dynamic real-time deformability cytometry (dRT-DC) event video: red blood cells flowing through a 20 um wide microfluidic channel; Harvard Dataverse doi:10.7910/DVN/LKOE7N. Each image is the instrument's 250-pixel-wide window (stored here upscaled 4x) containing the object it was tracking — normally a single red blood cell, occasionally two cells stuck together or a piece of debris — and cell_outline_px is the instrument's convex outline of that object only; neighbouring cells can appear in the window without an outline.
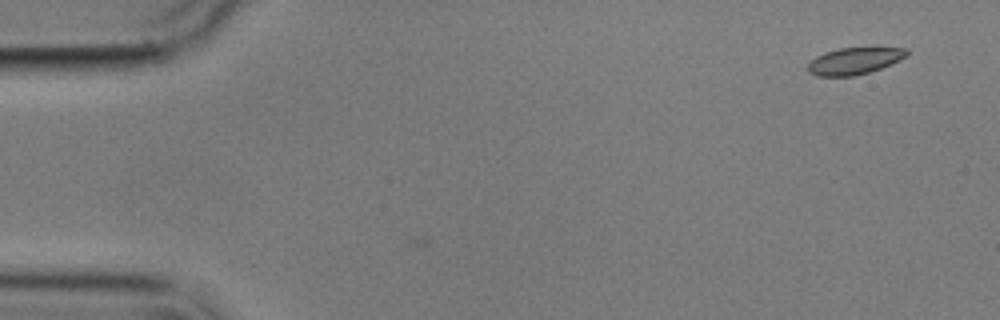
{"species": "common noctule bat (a hibernating species)", "species_latin": "Nyctalus noctula", "temperature_condition": "cold", "stored_images_in_passage": 2, "camera_frame_rate_fps": 3000, "um_per_image_px": 0.085, "animal": {"sex": "male", "body_mass_g": 17.9}, "frame": {"image": 1, "passage_image": 2, "time_ms": 1.0, "image_size_px": [1000, 320], "cell_outline_px": [[908, 56], [900, 60], [880, 68], [856, 76], [816, 76], [808, 72], [808, 64], [816, 56], [824, 52], [840, 48], [908, 48]], "centroid_in_image_um": [72.61, 5.18], "position_along_channel_um": 12.4, "area_um2": 15.37}}